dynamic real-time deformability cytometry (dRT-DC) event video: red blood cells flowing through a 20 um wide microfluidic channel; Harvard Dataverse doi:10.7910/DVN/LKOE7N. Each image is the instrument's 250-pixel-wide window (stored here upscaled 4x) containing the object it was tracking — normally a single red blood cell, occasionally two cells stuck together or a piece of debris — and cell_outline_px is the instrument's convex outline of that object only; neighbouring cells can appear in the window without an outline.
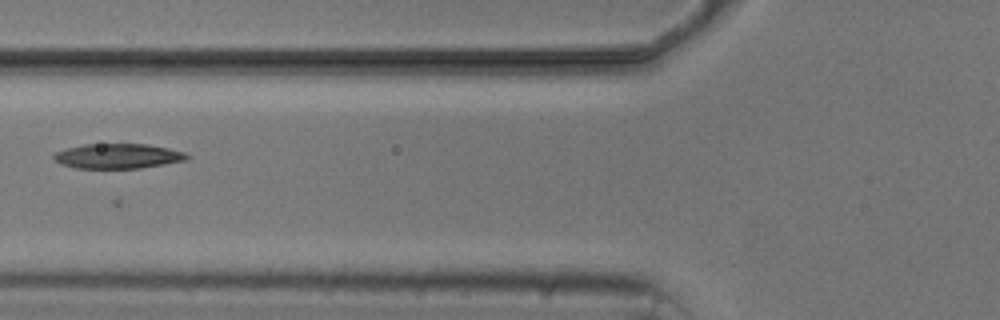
{"species": "common noctule bat (a hibernating species)", "species_latin": "Nyctalus noctula", "temperature_condition": "cold", "stored_images_in_passage": 6, "camera_frame_rate_fps": 3000, "um_per_image_px": 0.085, "animal": {"sex": "male", "body_mass_g": 20.5, "forearm_length_mm": 52.5}, "frame": {"image": 1, "passage_image": 6, "time_ms": 5.667, "image_size_px": [1000, 320], "cell_outline_px": [[192, 156], [188, 160], [140, 168], [76, 168], [60, 164], [52, 160], [52, 156], [56, 152], [68, 148], [84, 144], [148, 144], [168, 148], [184, 152]], "centroid_in_image_um": [10.03, 13.27], "position_along_channel_um": 115.8, "area_um2": 19.42}}